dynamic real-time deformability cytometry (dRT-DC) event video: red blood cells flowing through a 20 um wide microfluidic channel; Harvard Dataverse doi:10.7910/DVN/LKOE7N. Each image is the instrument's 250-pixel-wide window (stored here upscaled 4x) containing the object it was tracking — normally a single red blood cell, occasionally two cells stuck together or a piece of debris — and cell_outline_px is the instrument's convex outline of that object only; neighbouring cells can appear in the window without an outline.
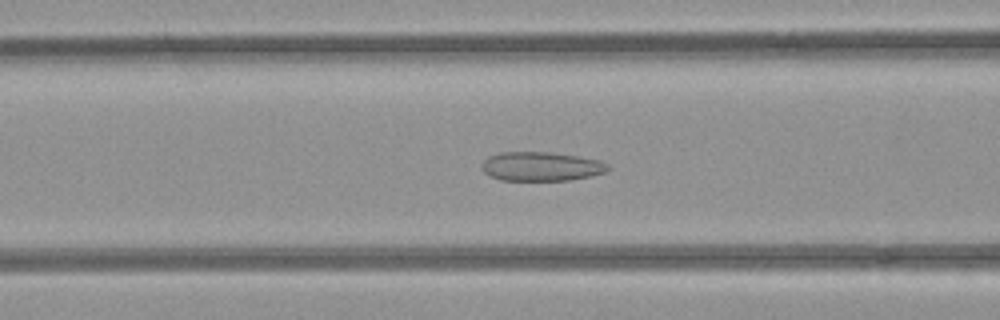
{"species": "common noctule bat (a hibernating species)", "species_latin": "Nyctalus noctula", "temperature_condition": "room temperature", "stored_images_in_passage": 54, "camera_frame_rate_fps": 3000, "um_per_image_px": 0.085, "animal": {"sex": "female", "body_mass_g": 21.9}, "frame": {"image": 1, "passage_image": 21, "time_ms": 6.667, "image_size_px": [1000, 320], "cell_outline_px": [[612, 168], [604, 172], [588, 176], [568, 180], [500, 180], [484, 172], [480, 168], [480, 164], [488, 156], [500, 152], [552, 152], [600, 160], [608, 164]], "centroid_in_image_um": [45.97, 14.13], "position_along_channel_um": 120.6, "area_um2": 21.39}}
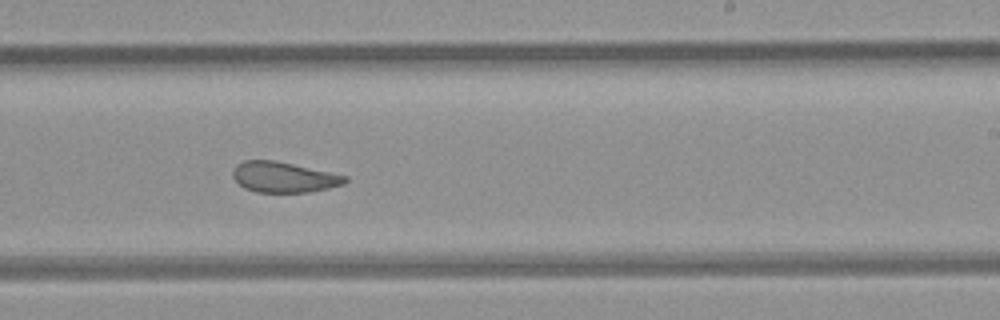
{"frame": {"image": 2, "passage_image": 32, "time_ms": 10.333, "image_size_px": [1000, 320], "cell_outline_px": [[348, 180], [344, 184], [328, 188], [308, 192], [256, 192], [244, 188], [232, 176], [232, 172], [236, 164], [244, 160], [276, 160], [348, 176]], "centroid_in_image_um": [24.11, 15.05], "position_along_channel_um": 264.9, "area_um2": 20.0}}
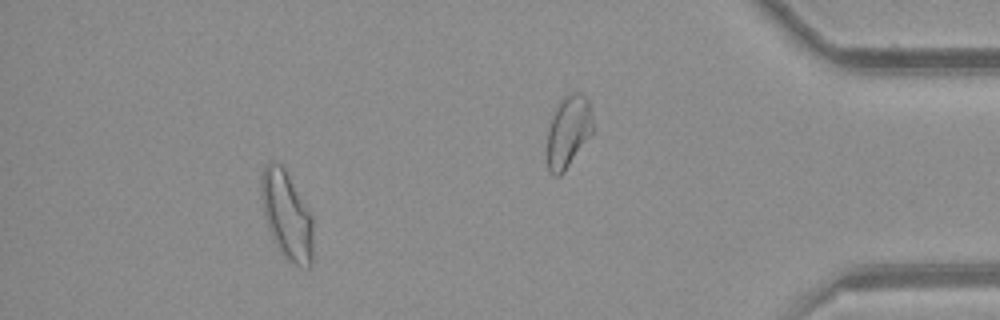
{"frame": {"image": 3, "passage_image": 48, "time_ms": 15.667, "image_size_px": [1000, 320], "cell_outline_px": [[312, 264], [308, 268], [304, 268], [288, 260], [276, 244], [268, 228], [264, 216], [260, 192], [260, 172], [264, 164], [272, 160], [280, 164], [284, 168], [312, 216]], "centroid_in_image_um": [24.34, 18.25], "position_along_channel_um": 410.9, "area_um2": 26.53}, "authors_computed_cell_mechanics": {"area_um2": 23.7847, "velocity_mm_per_s": 3.9309, "shape_relaxation_time_tau1_ms": null, "shape_relaxation_time_tau2_ms": 1.9759, "deformation_change_tau1": null, "deformation_change_tau2": 0.0768}}